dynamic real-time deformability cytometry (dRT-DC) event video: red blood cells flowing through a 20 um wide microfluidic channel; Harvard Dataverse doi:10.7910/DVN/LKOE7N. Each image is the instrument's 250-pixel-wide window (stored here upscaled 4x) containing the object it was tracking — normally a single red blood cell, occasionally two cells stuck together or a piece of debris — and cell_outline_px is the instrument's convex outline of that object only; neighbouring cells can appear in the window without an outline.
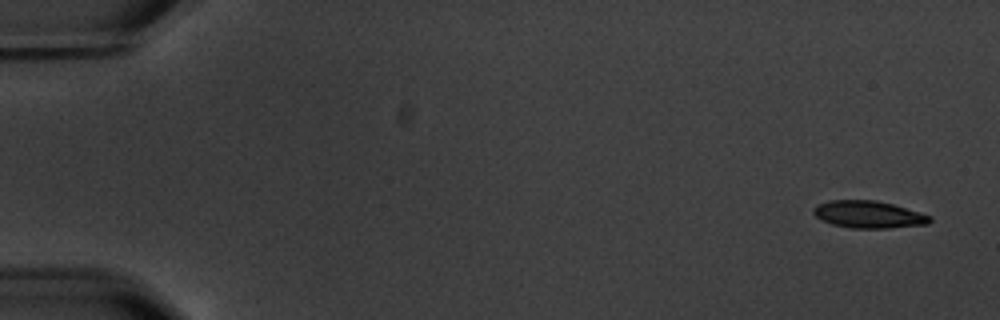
{"species": "common noctule bat (a hibernating species)", "species_latin": "Nyctalus noctula", "temperature_condition": "warm", "stored_images_in_passage": 4, "camera_frame_rate_fps": 3000, "um_per_image_px": 0.085, "animal": {"sex": "male", "body_mass_g": 20.1, "forearm_length_mm": 53.5}, "frame": {"image": 1, "passage_image": 1, "time_ms": 0.0, "image_size_px": [1000, 320], "cell_outline_px": [[932, 220], [928, 224], [888, 228], [852, 228], [832, 224], [820, 220], [812, 212], [812, 208], [828, 200], [876, 200], [892, 204], [920, 212], [932, 216]], "centroid_in_image_um": [73.82, 18.23], "position_along_channel_um": 11.2, "area_um2": 18.5}}